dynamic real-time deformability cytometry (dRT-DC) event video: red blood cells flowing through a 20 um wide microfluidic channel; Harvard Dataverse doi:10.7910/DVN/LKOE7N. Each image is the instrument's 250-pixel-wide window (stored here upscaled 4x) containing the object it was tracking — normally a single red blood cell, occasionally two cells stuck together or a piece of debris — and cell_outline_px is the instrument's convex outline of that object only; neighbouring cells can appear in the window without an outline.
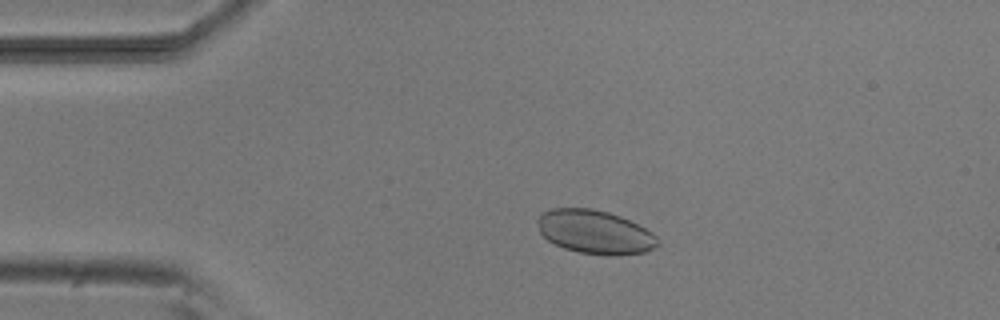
{"species": "common noctule bat (a hibernating species)", "species_latin": "Nyctalus noctula", "temperature_condition": "room temperature", "stored_images_in_passage": 3, "camera_frame_rate_fps": 3000, "um_per_image_px": 0.085, "animal": {"sex": "male", "body_mass_g": 20.5, "forearm_length_mm": 52.5}, "frame": {"image": 1, "passage_image": 2, "time_ms": 2.0, "image_size_px": [1000, 320], "cell_outline_px": [[660, 244], [644, 252], [612, 256], [608, 256], [580, 252], [564, 248], [548, 240], [540, 232], [536, 220], [540, 212], [552, 208], [592, 208], [608, 212], [620, 216], [652, 232], [656, 236]], "centroid_in_image_um": [50.54, 19.71], "position_along_channel_um": 34.5, "area_um2": 30.58}}